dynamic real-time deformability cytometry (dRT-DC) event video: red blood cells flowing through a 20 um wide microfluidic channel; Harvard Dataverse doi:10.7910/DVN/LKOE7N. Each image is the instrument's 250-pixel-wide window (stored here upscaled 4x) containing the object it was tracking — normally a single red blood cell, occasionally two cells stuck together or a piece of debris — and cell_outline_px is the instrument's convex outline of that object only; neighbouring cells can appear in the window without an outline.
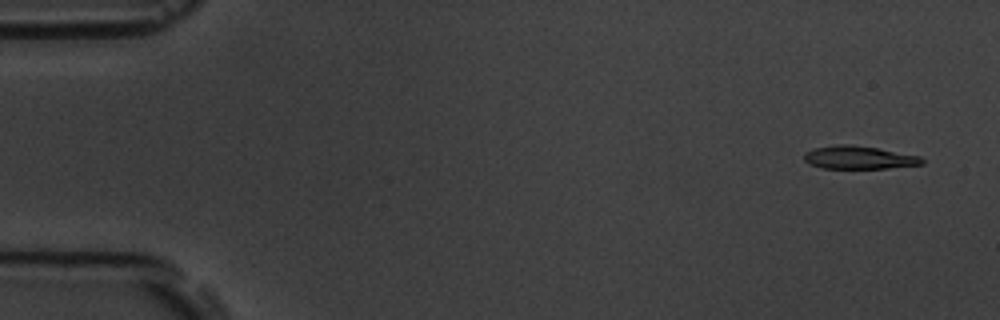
{"species": "common noctule bat (a hibernating species)", "species_latin": "Nyctalus noctula", "temperature_condition": "room temperature", "stored_images_in_passage": 4, "camera_frame_rate_fps": 3000, "um_per_image_px": 0.085, "animal": {"sex": "male", "body_mass_g": 19.5, "forearm_length_mm": 54.6}, "frame": {"image": 1, "passage_image": 1, "time_ms": 0.0, "image_size_px": [1000, 320], "cell_outline_px": [[924, 164], [888, 168], [820, 168], [804, 160], [804, 152], [812, 148], [836, 144], [852, 144], [876, 148], [920, 156], [924, 160]], "centroid_in_image_um": [72.98, 13.38], "position_along_channel_um": 12.0, "area_um2": 15.84}}